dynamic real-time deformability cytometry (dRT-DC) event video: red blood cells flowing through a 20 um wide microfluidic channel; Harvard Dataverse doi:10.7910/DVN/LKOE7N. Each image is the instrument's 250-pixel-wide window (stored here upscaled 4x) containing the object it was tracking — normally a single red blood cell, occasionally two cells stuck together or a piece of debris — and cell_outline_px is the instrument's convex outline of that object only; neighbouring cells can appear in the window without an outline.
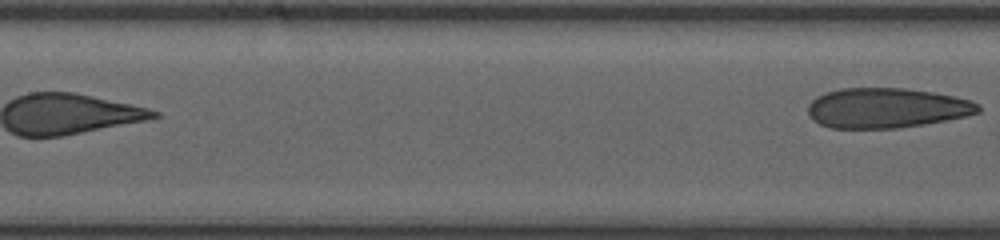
{"species": "human", "species_latin": "Homo sapiens", "temperature_condition": "room temperature", "stored_images_in_passage": 16, "segment_of_instrument_passage": [2, 2], "camera_frame_rate_fps": 3000, "um_per_image_px": 0.085, "donor": {"sex": "female"}, "frame": {"image": 1, "passage_image": 16, "time_ms": 5.0, "image_size_px": [1000, 240], "cell_outline_px": [[980, 112], [964, 116], [924, 124], [896, 128], [832, 128], [820, 124], [812, 120], [808, 112], [808, 104], [816, 96], [840, 88], [904, 88], [932, 92], [956, 96], [972, 100], [980, 104]], "centroid_in_image_um": [75.35, 9.17], "position_along_channel_um": 132.0, "area_um2": 39.71}}